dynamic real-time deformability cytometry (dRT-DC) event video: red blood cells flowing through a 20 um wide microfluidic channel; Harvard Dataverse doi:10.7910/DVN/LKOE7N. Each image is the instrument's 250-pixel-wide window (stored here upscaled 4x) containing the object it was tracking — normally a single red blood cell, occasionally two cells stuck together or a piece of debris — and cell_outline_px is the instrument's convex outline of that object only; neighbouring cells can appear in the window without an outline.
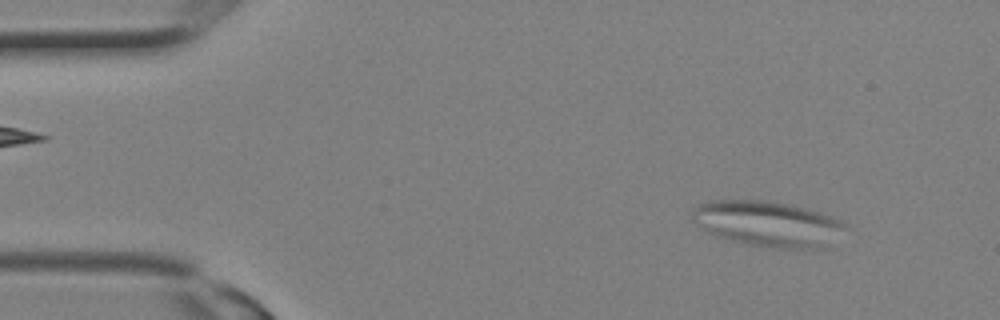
{"species": "Egyptian fruit bat (a non-hibernating species)", "species_latin": "Rousettus aegyptiacus", "temperature_condition": "room temperature", "stored_images_in_passage": 11, "camera_frame_rate_fps": 3000, "um_per_image_px": 0.085, "animal": {"sex": "female"}, "frame": {"image": 1, "passage_image": 2, "time_ms": 0.333, "image_size_px": [1000, 320], "cell_outline_px": [[848, 224], [844, 228], [820, 248], [776, 248], [748, 244], [716, 236], [708, 232], [696, 224], [692, 220], [692, 208], [708, 200], [764, 200], [792, 204], [820, 212], [840, 220]], "centroid_in_image_um": [65.18, 18.99], "position_along_channel_um": 19.8, "area_um2": 40.11}}
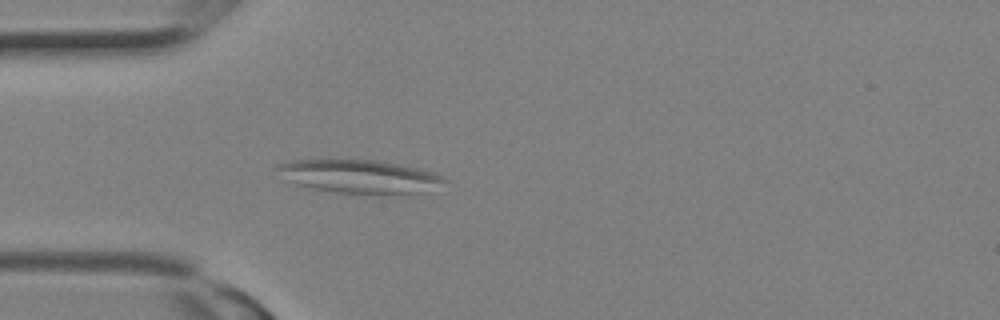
{"frame": {"image": 2, "passage_image": 7, "time_ms": 2.0, "image_size_px": [1000, 320], "cell_outline_px": [[448, 180], [412, 192], [336, 192], [312, 188], [280, 180], [276, 168], [276, 164], [292, 160], [376, 160], [400, 164], [432, 172]], "centroid_in_image_um": [30.3, 14.95], "position_along_channel_um": 54.7, "area_um2": 31.21}}